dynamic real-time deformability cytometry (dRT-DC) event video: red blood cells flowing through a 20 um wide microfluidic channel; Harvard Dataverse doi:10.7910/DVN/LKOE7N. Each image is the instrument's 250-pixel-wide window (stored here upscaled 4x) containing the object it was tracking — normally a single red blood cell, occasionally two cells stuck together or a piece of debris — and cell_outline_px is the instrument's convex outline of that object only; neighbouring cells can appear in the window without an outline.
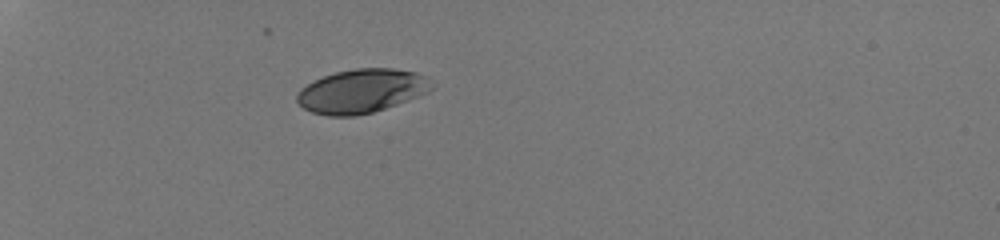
{"species": "human", "species_latin": "Homo sapiens", "temperature_condition": "room temperature", "stored_images_in_passage": 35, "camera_frame_rate_fps": 3000, "um_per_image_px": 0.085, "donor": {"sex": "male"}, "frame": {"image": 1, "passage_image": 1, "time_ms": 0.0, "image_size_px": [1000, 240], "cell_outline_px": [[432, 88], [428, 92], [396, 104], [372, 112], [356, 116], [328, 116], [312, 112], [304, 108], [296, 100], [296, 96], [300, 88], [312, 80], [336, 72], [356, 68], [392, 68], [416, 72], [424, 76]], "centroid_in_image_um": [30.67, 7.74], "position_along_channel_um": 54.3, "area_um2": 34.1}}
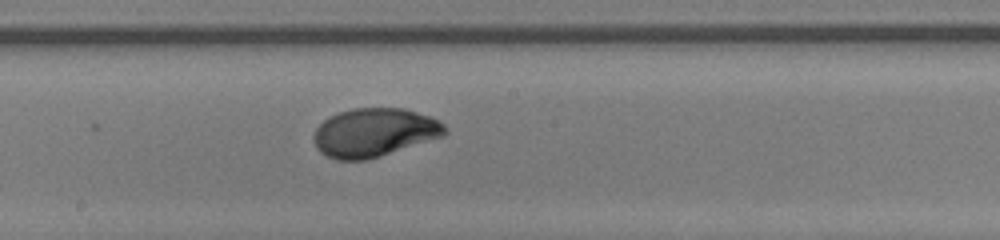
{"frame": {"image": 2, "passage_image": 16, "time_ms": 5.0, "image_size_px": [1000, 240], "cell_outline_px": [[448, 132], [444, 136], [380, 156], [364, 160], [336, 160], [320, 152], [316, 148], [312, 136], [316, 128], [324, 120], [336, 112], [352, 108], [404, 108], [432, 116], [444, 124], [448, 128]], "centroid_in_image_um": [31.82, 11.25], "position_along_channel_um": 216.4, "area_um2": 37.45}}
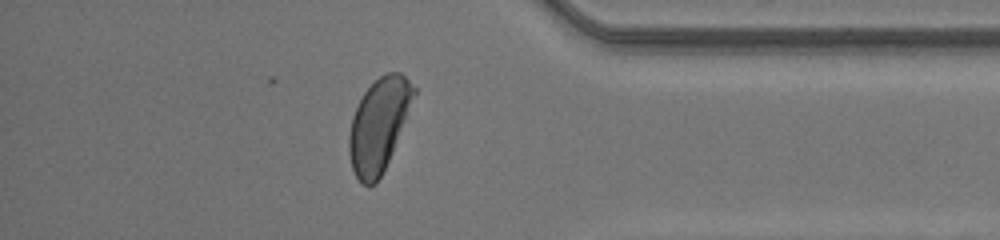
{"frame": {"image": 3, "passage_image": 30, "time_ms": 9.667, "image_size_px": [1000, 240], "cell_outline_px": [[416, 92], [392, 152], [376, 184], [364, 184], [356, 176], [352, 168], [348, 152], [348, 136], [352, 116], [364, 92], [380, 76], [388, 72], [400, 72], [416, 88]], "centroid_in_image_um": [32.17, 10.6], "position_along_channel_um": 403.0, "area_um2": 34.39}, "authors_computed_cell_mechanics": {"area_um2": 36.4718, "velocity_mm_per_s": 4.1978, "shape_relaxation_time_tau1_ms": 2.1411, "shape_relaxation_time_tau2_ms": null, "deformation_change_tau1": 0.142, "deformation_change_tau2": null}}